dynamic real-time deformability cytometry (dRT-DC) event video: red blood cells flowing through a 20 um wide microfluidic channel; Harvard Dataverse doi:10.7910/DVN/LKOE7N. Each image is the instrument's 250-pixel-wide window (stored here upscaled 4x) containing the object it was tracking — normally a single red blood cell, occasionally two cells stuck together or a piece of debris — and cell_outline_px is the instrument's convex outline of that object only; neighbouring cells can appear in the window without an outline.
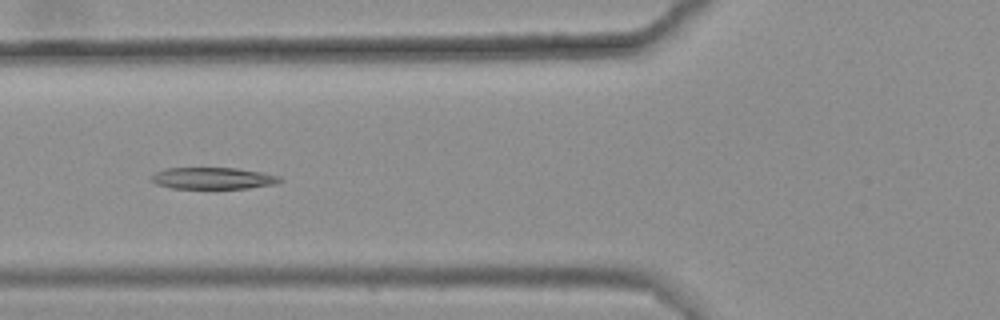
{"species": "common noctule bat (a hibernating species)", "species_latin": "Nyctalus noctula", "temperature_condition": "warm", "stored_images_in_passage": 7, "camera_frame_rate_fps": 3000, "um_per_image_px": 0.085, "animal": {"sex": "female", "body_mass_g": 25.1}, "frame": {"image": 1, "passage_image": 6, "time_ms": 1.667, "image_size_px": [1000, 320], "cell_outline_px": [[284, 180], [276, 184], [248, 188], [172, 188], [156, 184], [148, 180], [148, 176], [156, 172], [168, 168], [236, 168], [260, 172], [280, 176]], "centroid_in_image_um": [18.07, 15.15], "position_along_channel_um": 107.7, "area_um2": 16.3}}
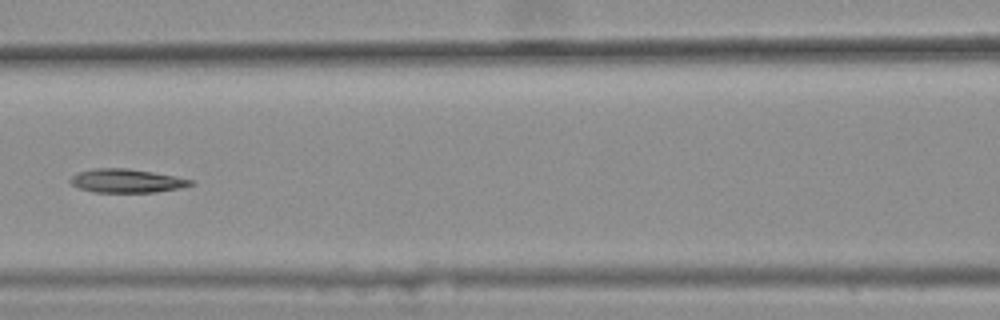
{"frame": {"image": 2, "passage_image": 7, "time_ms": 2.0, "image_size_px": [1000, 320], "cell_outline_px": [[196, 184], [180, 188], [156, 192], [92, 192], [80, 188], [72, 184], [68, 180], [76, 172], [92, 168], [128, 168], [176, 176], [192, 180]], "centroid_in_image_um": [10.75, 15.36], "position_along_channel_um": 155.9, "area_um2": 16.7}}